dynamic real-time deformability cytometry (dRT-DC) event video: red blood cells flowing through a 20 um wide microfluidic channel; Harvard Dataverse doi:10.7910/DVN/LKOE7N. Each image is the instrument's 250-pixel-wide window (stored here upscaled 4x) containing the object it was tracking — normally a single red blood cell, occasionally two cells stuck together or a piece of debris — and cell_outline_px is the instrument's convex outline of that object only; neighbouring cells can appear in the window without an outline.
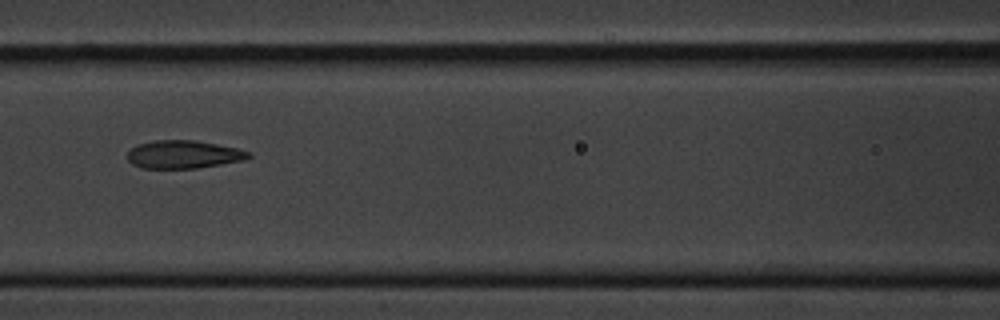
{"species": "common noctule bat (a hibernating species)", "species_latin": "Nyctalus noctula", "temperature_condition": "cold", "stored_images_in_passage": 3, "camera_frame_rate_fps": 3000, "um_per_image_px": 0.085, "animal": {"sex": "male", "body_mass_g": 20.1, "forearm_length_mm": 53.5}, "frame": {"image": 1, "passage_image": 3, "time_ms": 2.333, "image_size_px": [1000, 320], "cell_outline_px": [[252, 156], [244, 160], [196, 168], [140, 168], [132, 164], [128, 160], [128, 152], [136, 144], [152, 140], [196, 140], [236, 148], [252, 152]], "centroid_in_image_um": [15.58, 13.12], "position_along_channel_um": 151.0, "area_um2": 19.83}}